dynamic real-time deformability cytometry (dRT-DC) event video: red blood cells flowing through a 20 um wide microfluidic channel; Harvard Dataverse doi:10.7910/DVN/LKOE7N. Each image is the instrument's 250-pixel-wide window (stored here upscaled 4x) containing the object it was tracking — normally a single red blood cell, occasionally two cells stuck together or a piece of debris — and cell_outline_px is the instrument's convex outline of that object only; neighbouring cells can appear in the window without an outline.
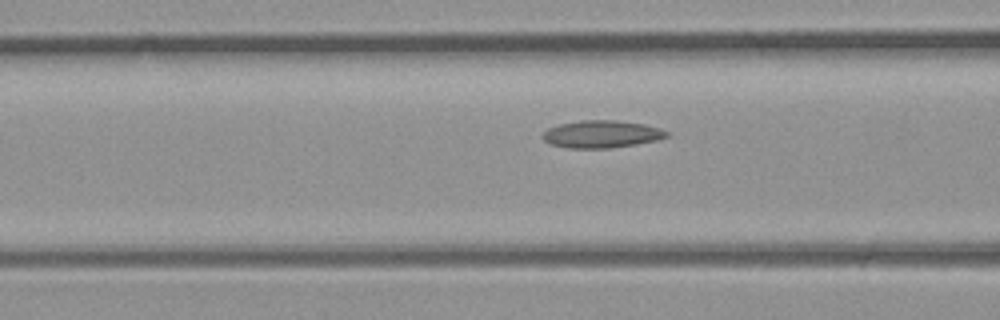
{"species": "common noctule bat (a hibernating species)", "species_latin": "Nyctalus noctula", "temperature_condition": "room temperature", "stored_images_in_passage": 7, "camera_frame_rate_fps": 3000, "um_per_image_px": 0.085, "animal": {"sex": "male", "body_mass_g": 23.1, "forearm_length_mm": 52.7}, "frame": {"image": 1, "passage_image": 7, "time_ms": 2.0, "image_size_px": [1000, 320], "cell_outline_px": [[668, 136], [656, 140], [636, 144], [608, 148], [568, 148], [552, 144], [544, 140], [540, 136], [548, 128], [560, 124], [584, 120], [616, 120], [644, 124], [660, 128], [668, 132]], "centroid_in_image_um": [51.13, 11.4], "position_along_channel_um": 115.5, "area_um2": 19.65}}